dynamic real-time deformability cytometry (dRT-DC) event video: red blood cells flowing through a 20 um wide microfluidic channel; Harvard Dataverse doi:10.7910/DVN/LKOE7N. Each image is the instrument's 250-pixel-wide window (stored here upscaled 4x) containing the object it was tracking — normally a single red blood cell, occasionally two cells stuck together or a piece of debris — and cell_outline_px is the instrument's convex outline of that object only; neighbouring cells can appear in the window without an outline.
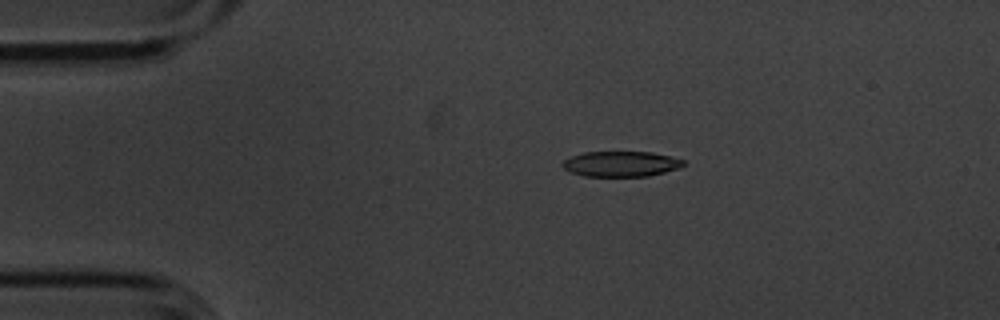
{"species": "common noctule bat (a hibernating species)", "species_latin": "Nyctalus noctula", "temperature_condition": "cold", "stored_images_in_passage": 3, "camera_frame_rate_fps": 3000, "um_per_image_px": 0.085, "animal": {"sex": "male", "body_mass_g": 20.1, "forearm_length_mm": 53.5}, "frame": {"image": 1, "passage_image": 1, "time_ms": 0.0, "image_size_px": [1000, 320], "cell_outline_px": [[684, 164], [680, 168], [648, 176], [584, 176], [572, 172], [564, 168], [560, 164], [564, 160], [572, 156], [584, 152], [652, 152], [684, 160]], "centroid_in_image_um": [52.77, 13.93], "position_along_channel_um": 32.2, "area_um2": 17.74}}
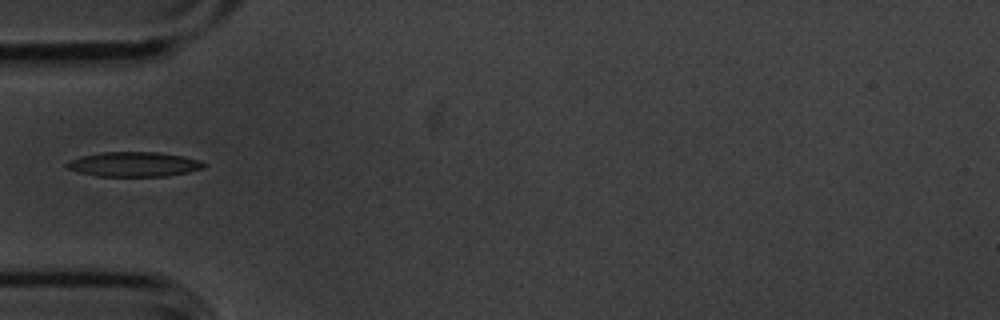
{"frame": {"image": 2, "passage_image": 3, "time_ms": 0.667, "image_size_px": [1000, 320], "cell_outline_px": [[208, 164], [204, 168], [188, 172], [168, 176], [96, 176], [80, 172], [68, 168], [64, 164], [68, 160], [80, 156], [100, 152], [160, 152], [184, 156], [200, 160]], "centroid_in_image_um": [11.4, 13.95], "position_along_channel_um": 73.6, "area_um2": 19.94}}